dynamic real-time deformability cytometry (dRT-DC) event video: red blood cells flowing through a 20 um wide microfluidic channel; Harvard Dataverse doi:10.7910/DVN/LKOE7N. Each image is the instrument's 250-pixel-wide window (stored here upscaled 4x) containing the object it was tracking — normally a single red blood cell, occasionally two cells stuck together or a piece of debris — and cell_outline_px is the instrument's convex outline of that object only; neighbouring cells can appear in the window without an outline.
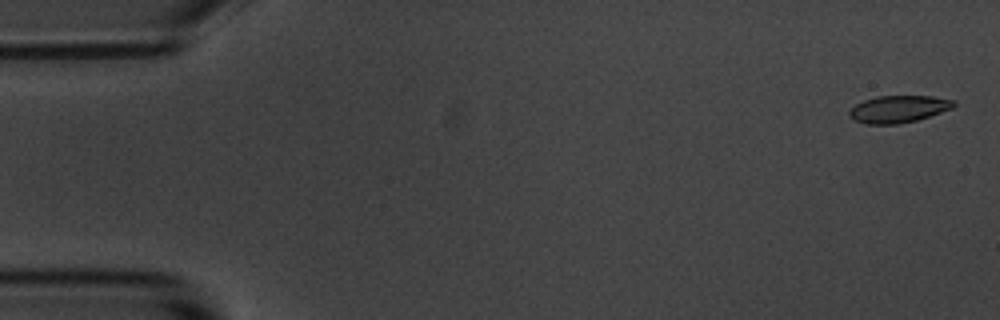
{"species": "common noctule bat (a hibernating species)", "species_latin": "Nyctalus noctula", "temperature_condition": "room temperature", "stored_images_in_passage": 17, "camera_frame_rate_fps": 3000, "um_per_image_px": 0.085, "animal": {"sex": "male", "body_mass_g": 20.1, "forearm_length_mm": 53.5}, "frame": {"image": 1, "passage_image": 2, "time_ms": 0.333, "image_size_px": [1000, 320], "cell_outline_px": [[956, 104], [952, 108], [916, 120], [900, 124], [868, 124], [856, 120], [848, 116], [848, 112], [856, 104], [864, 100], [876, 96], [932, 96], [956, 100]], "centroid_in_image_um": [76.37, 9.26], "position_along_channel_um": 8.6, "area_um2": 16.42}}